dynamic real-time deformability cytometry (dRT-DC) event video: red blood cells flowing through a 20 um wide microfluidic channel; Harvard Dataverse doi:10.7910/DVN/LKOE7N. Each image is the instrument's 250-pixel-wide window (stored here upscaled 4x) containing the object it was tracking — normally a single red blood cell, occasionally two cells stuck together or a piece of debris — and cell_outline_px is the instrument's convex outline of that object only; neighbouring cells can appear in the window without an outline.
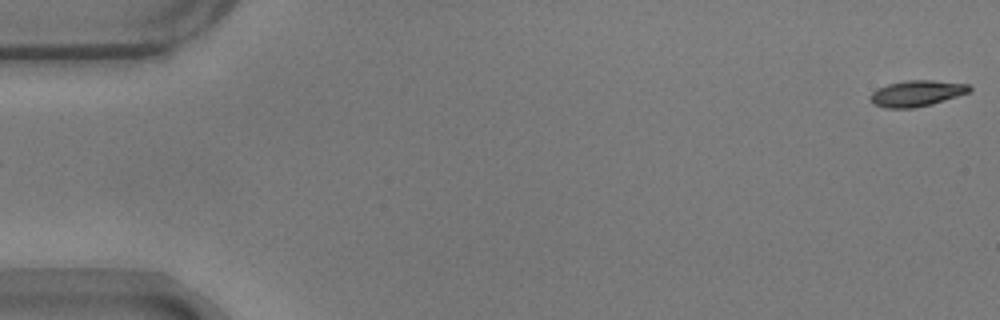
{"species": "common noctule bat (a hibernating species)", "species_latin": "Nyctalus noctula", "temperature_condition": "warm", "stored_images_in_passage": 50, "camera_frame_rate_fps": 3000, "um_per_image_px": 0.085, "animal": {"sex": "male", "body_mass_g": 17.9}, "frame": {"image": 1, "passage_image": 1, "time_ms": 0.0, "image_size_px": [1000, 320], "cell_outline_px": [[972, 88], [968, 92], [932, 104], [912, 108], [884, 108], [872, 104], [868, 96], [876, 88], [888, 84], [904, 80], [932, 80], [968, 84]], "centroid_in_image_um": [77.84, 7.93], "position_along_channel_um": 7.2, "area_um2": 15.09}}
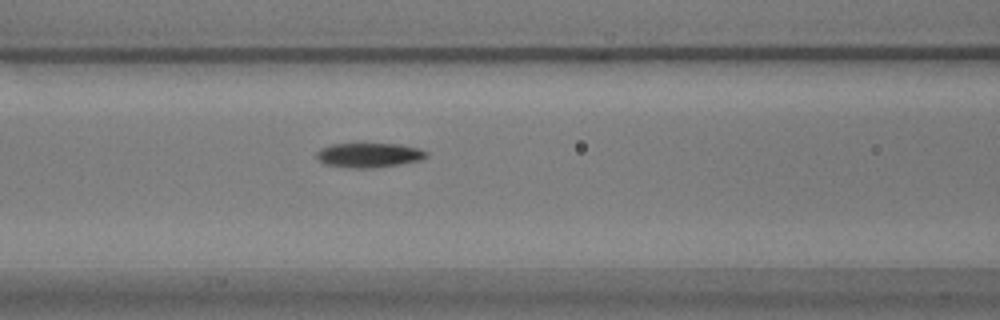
{"frame": {"image": 2, "passage_image": 23, "time_ms": 7.333, "image_size_px": [1000, 320], "cell_outline_px": [[428, 156], [420, 160], [372, 168], [352, 168], [324, 164], [316, 156], [316, 152], [320, 148], [332, 144], [400, 144], [420, 148], [428, 152]], "centroid_in_image_um": [31.36, 13.18], "position_along_channel_um": 135.2, "area_um2": 15.61}}
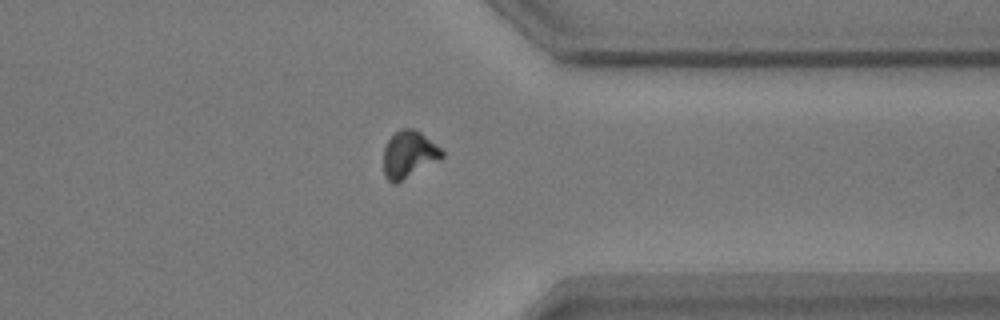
{"frame": {"image": 3, "passage_image": 43, "time_ms": 14.0, "image_size_px": [1000, 320], "cell_outline_px": [[444, 156], [396, 184], [392, 184], [384, 176], [384, 148], [388, 140], [400, 128], [412, 128], [420, 132], [440, 148], [444, 152]], "centroid_in_image_um": [34.72, 13.13], "position_along_channel_um": 376.7, "area_um2": 15.72}}